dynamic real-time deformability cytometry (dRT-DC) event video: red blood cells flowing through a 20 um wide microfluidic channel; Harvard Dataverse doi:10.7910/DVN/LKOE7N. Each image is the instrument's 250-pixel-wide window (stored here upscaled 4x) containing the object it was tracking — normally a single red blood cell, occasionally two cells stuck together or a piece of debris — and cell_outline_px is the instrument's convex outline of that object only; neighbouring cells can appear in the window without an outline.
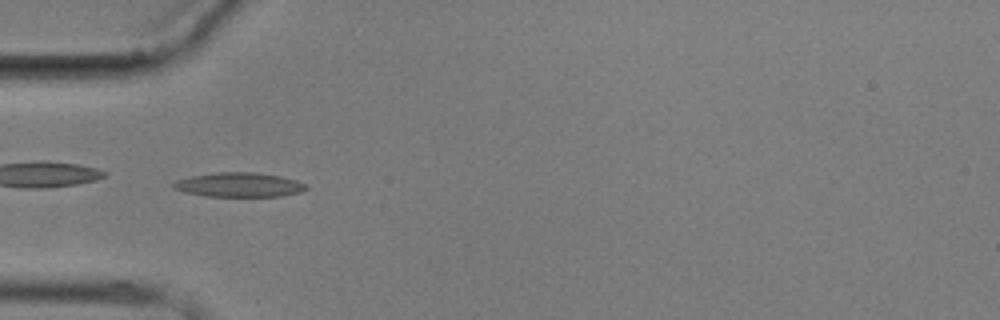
{"species": "common noctule bat (a hibernating species)", "species_latin": "Nyctalus noctula", "temperature_condition": "cold", "stored_images_in_passage": 6, "camera_frame_rate_fps": 3000, "um_per_image_px": 0.085, "animal": {"sex": "male", "body_mass_g": 17.9}, "frame": {"image": 1, "passage_image": 3, "time_ms": 2.0, "image_size_px": [1000, 320], "cell_outline_px": [[308, 188], [300, 192], [280, 196], [208, 196], [188, 192], [172, 188], [172, 184], [176, 180], [192, 176], [220, 172], [256, 172], [280, 176], [296, 180], [304, 184]], "centroid_in_image_um": [20.33, 15.7], "position_along_channel_um": 64.7, "area_um2": 18.55}}
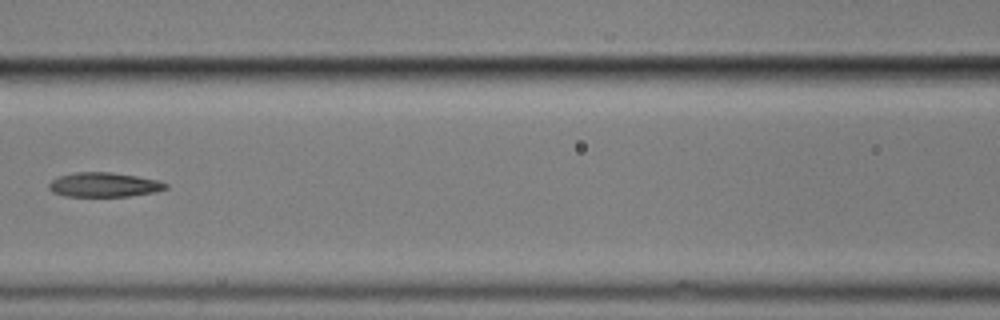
{"frame": {"image": 2, "passage_image": 5, "time_ms": 4.667, "image_size_px": [1000, 320], "cell_outline_px": [[168, 188], [156, 192], [128, 196], [64, 196], [52, 192], [48, 188], [48, 184], [52, 180], [60, 176], [76, 172], [112, 172], [160, 180], [168, 184]], "centroid_in_image_um": [8.86, 15.7], "position_along_channel_um": 157.7, "area_um2": 16.7}}
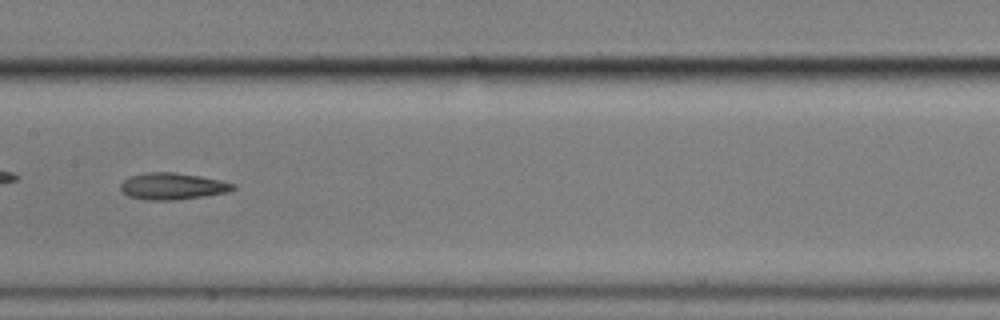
{"frame": {"image": 3, "passage_image": 6, "time_ms": 5.667, "image_size_px": [1000, 320], "cell_outline_px": [[236, 188], [228, 192], [172, 200], [148, 200], [128, 196], [120, 188], [120, 184], [128, 176], [148, 172], [176, 172], [200, 176], [220, 180], [236, 184]], "centroid_in_image_um": [14.65, 15.81], "position_along_channel_um": 192.8, "area_um2": 17.4}}